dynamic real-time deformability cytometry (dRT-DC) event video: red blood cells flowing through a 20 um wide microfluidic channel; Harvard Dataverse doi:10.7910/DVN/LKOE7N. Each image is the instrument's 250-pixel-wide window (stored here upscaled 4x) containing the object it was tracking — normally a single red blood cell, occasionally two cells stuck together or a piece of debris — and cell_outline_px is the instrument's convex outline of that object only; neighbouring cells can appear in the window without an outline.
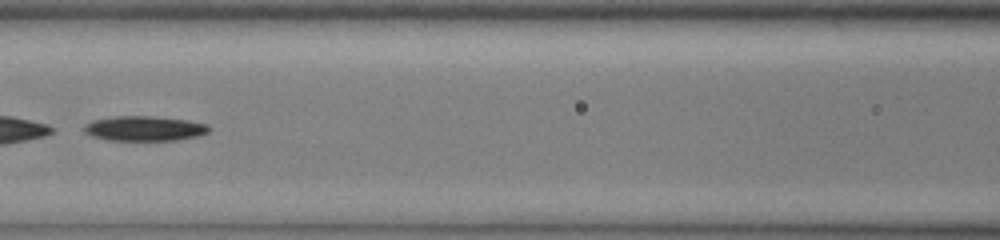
{"species": "common noctule bat (a hibernating species)", "species_latin": "Nyctalus noctula", "temperature_condition": "cold", "stored_images_in_passage": 48, "camera_frame_rate_fps": 3000, "um_per_image_px": 0.085, "animal": {"sex": "male", "body_mass_g": 13.0, "forearm_length_mm": 53.1}, "frame": {"image": 1, "passage_image": 23, "time_ms": 7.333, "image_size_px": [1000, 240], "cell_outline_px": [[208, 132], [200, 136], [176, 140], [108, 140], [92, 136], [84, 132], [84, 124], [92, 120], [112, 116], [152, 116], [188, 120], [208, 124]], "centroid_in_image_um": [12.26, 10.91], "position_along_channel_um": 154.3, "area_um2": 18.21}}